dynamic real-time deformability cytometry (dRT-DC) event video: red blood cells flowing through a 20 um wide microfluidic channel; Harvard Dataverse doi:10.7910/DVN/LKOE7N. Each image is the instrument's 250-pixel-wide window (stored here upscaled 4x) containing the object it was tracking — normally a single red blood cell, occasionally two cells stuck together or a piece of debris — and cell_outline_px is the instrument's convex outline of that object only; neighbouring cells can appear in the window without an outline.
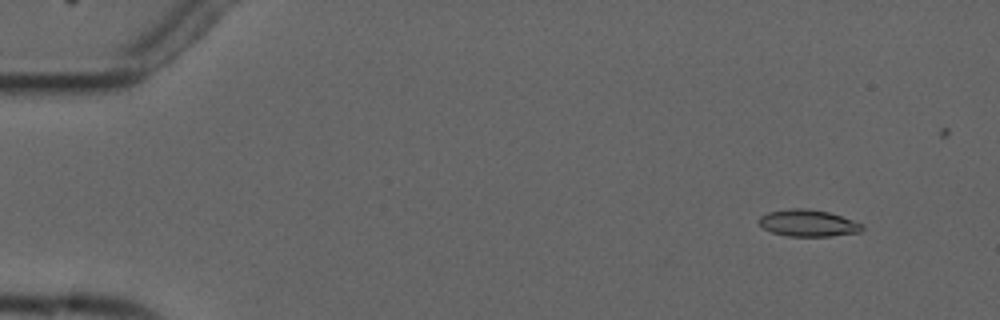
{"species": "common noctule bat (a hibernating species)", "species_latin": "Nyctalus noctula", "temperature_condition": "cold", "stored_images_in_passage": 6, "camera_frame_rate_fps": 3000, "um_per_image_px": 0.085, "animal": {"sex": "male", "forearm_length_mm": 52.5}, "frame": {"image": 1, "passage_image": 2, "time_ms": 1.0, "image_size_px": [1000, 320], "cell_outline_px": [[864, 228], [860, 232], [832, 236], [788, 236], [772, 232], [764, 228], [756, 220], [760, 216], [768, 212], [788, 208], [808, 208], [828, 212], [864, 224]], "centroid_in_image_um": [68.68, 18.96], "position_along_channel_um": 16.3, "area_um2": 16.18}}
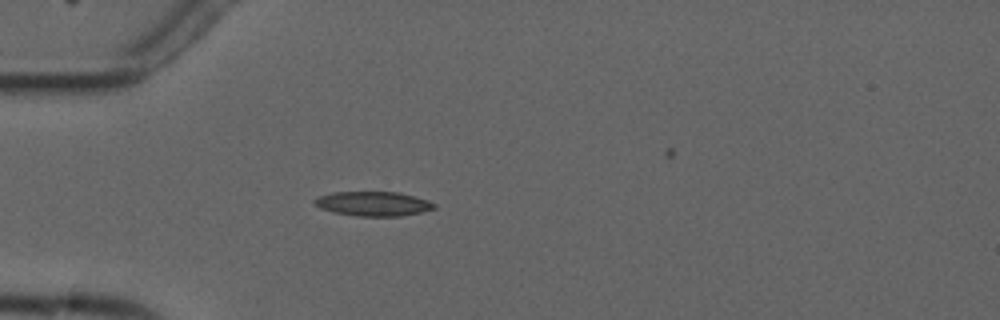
{"frame": {"image": 2, "passage_image": 5, "time_ms": 4.667, "image_size_px": [1000, 320], "cell_outline_px": [[436, 208], [420, 212], [400, 216], [360, 216], [336, 212], [320, 208], [312, 200], [320, 196], [332, 192], [400, 192], [428, 200], [436, 204]], "centroid_in_image_um": [31.76, 17.31], "position_along_channel_um": 53.2, "area_um2": 16.88}}